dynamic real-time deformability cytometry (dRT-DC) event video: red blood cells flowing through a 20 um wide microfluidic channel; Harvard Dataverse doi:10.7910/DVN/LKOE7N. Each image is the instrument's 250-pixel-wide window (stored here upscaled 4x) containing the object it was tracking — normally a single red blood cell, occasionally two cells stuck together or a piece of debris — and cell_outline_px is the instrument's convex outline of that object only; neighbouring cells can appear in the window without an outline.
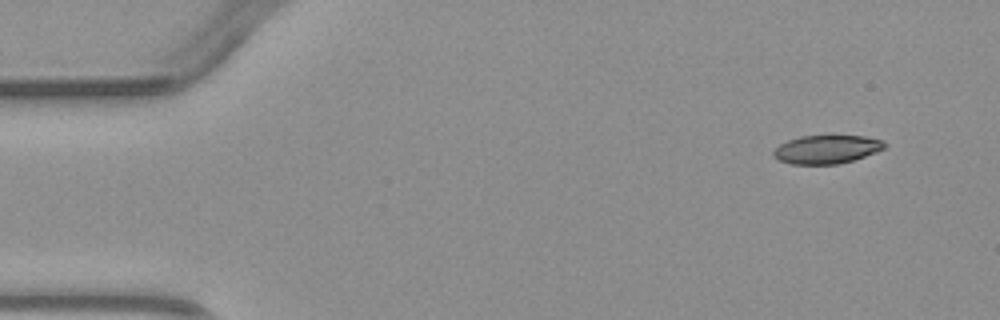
{"species": "common noctule bat (a hibernating species)", "species_latin": "Nyctalus noctula", "temperature_condition": "warm", "stored_images_in_passage": 3, "camera_frame_rate_fps": 3000, "um_per_image_px": 0.085, "animal": {"sex": "male", "body_mass_g": 23.1, "forearm_length_mm": 52.7}, "frame": {"image": 1, "passage_image": 1, "time_ms": 0.0, "image_size_px": [1000, 320], "cell_outline_px": [[888, 144], [884, 148], [876, 152], [840, 164], [792, 164], [780, 160], [772, 156], [772, 152], [780, 144], [788, 140], [800, 136], [864, 136], [880, 140]], "centroid_in_image_um": [70.25, 12.7], "position_along_channel_um": 14.8, "area_um2": 18.26}}